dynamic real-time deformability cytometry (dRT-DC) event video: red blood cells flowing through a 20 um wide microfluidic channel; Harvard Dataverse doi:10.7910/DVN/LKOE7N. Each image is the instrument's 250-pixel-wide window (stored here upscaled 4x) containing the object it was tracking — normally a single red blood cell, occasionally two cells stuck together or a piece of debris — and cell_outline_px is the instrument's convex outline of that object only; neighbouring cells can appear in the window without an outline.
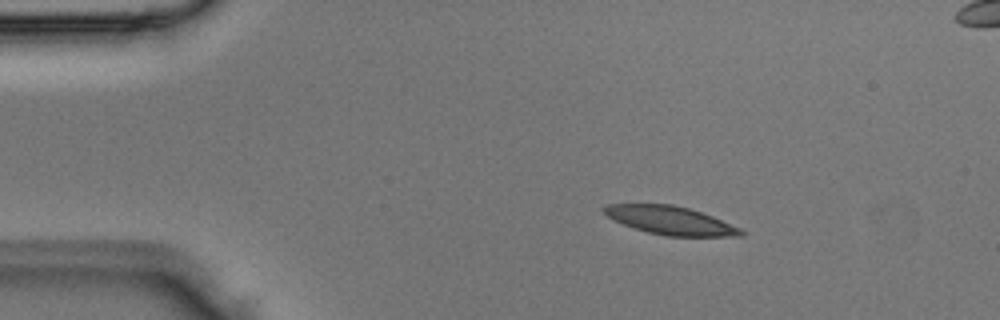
{"species": "Egyptian fruit bat (a non-hibernating species)", "species_latin": "Rousettus aegyptiacus", "temperature_condition": "room temperature", "stored_images_in_passage": 3, "camera_frame_rate_fps": 3000, "um_per_image_px": 0.085, "animal": {"sex": "male"}, "frame": {"image": 1, "passage_image": 1, "time_ms": 0.0, "image_size_px": [1000, 320], "cell_outline_px": [[744, 236], [664, 236], [648, 232], [624, 224], [608, 216], [600, 208], [608, 204], [672, 204], [688, 208], [712, 216], [740, 228], [744, 232]], "centroid_in_image_um": [56.99, 18.73], "position_along_channel_um": 28.0, "area_um2": 22.31}}